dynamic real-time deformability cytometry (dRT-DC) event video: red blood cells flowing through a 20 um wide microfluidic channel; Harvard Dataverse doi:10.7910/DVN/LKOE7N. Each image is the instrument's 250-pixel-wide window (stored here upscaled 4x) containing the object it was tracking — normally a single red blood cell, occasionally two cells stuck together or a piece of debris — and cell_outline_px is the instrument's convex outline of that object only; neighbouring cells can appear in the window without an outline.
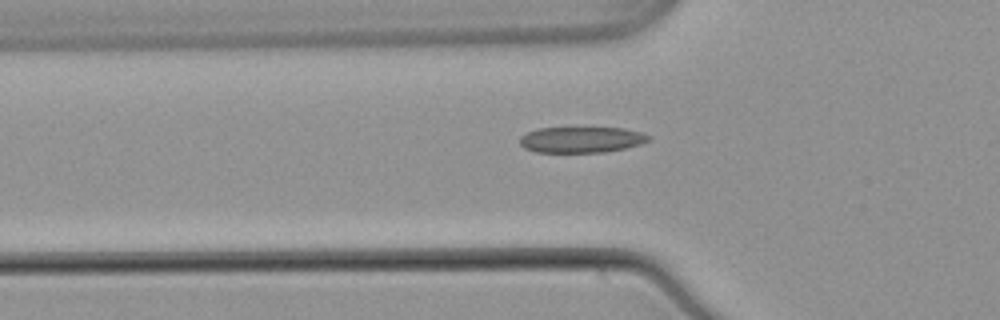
{"species": "common noctule bat (a hibernating species)", "species_latin": "Nyctalus noctula", "temperature_condition": "warm", "stored_images_in_passage": 40, "camera_frame_rate_fps": 3000, "um_per_image_px": 0.085, "animal": {"sex": "male", "body_mass_g": 21.5, "forearm_length_mm": 52.0}, "frame": {"image": 1, "passage_image": 9, "time_ms": 2.667, "image_size_px": [1000, 320], "cell_outline_px": [[652, 136], [648, 140], [640, 144], [624, 148], [604, 152], [536, 152], [524, 148], [520, 144], [520, 136], [536, 128], [624, 128], [640, 132]], "centroid_in_image_um": [49.39, 11.87], "position_along_channel_um": 76.4, "area_um2": 19.36}}
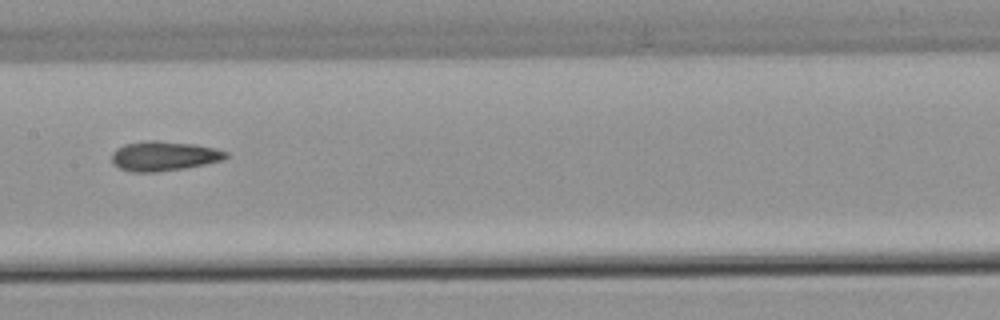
{"frame": {"image": 2, "passage_image": 18, "time_ms": 5.667, "image_size_px": [1000, 320], "cell_outline_px": [[228, 156], [224, 160], [184, 168], [156, 172], [132, 172], [120, 168], [112, 164], [112, 152], [116, 148], [124, 144], [148, 140], [156, 140], [192, 144], [216, 148], [228, 152]], "centroid_in_image_um": [13.91, 13.26], "position_along_channel_um": 193.5, "area_um2": 19.77}}
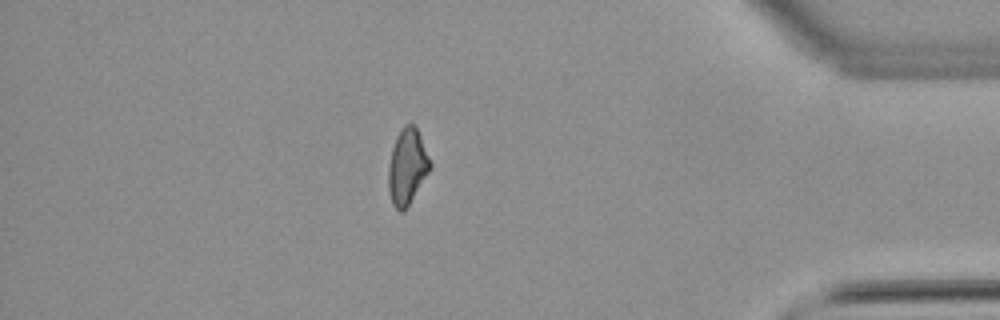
{"frame": {"image": 3, "passage_image": 37, "time_ms": 12.0, "image_size_px": [1000, 320], "cell_outline_px": [[432, 164], [428, 172], [408, 204], [400, 212], [392, 204], [388, 188], [388, 168], [392, 148], [396, 136], [404, 124], [412, 124], [416, 128], [420, 136]], "centroid_in_image_um": [34.59, 14.13], "position_along_channel_um": 400.6, "area_um2": 17.92}, "authors_computed_cell_mechanics": {"area_um2": 18.8139, "velocity_mm_per_s": 3.8795, "shape_relaxation_time_tau1_ms": null, "shape_relaxation_time_tau2_ms": 4.4014, "deformation_change_tau1": null, "deformation_change_tau2": 0.1155}}